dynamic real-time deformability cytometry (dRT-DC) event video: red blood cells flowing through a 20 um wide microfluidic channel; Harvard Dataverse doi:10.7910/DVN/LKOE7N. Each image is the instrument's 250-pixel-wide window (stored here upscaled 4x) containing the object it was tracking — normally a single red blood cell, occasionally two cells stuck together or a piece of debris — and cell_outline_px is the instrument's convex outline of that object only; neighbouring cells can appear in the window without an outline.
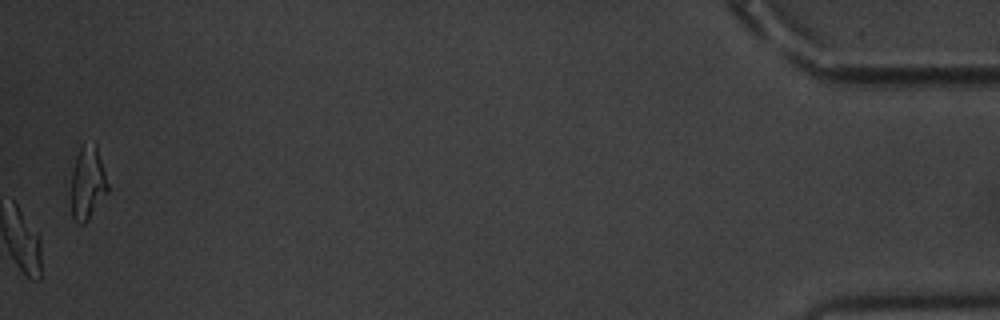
{"species": "common noctule bat (a hibernating species)", "species_latin": "Nyctalus noctula", "temperature_condition": "warm", "stored_images_in_passage": 61, "camera_frame_rate_fps": 3000, "um_per_image_px": 0.085, "animal": {"sex": "male", "body_mass_g": 20.1, "forearm_length_mm": 53.5}, "frame": {"image": 1, "passage_image": 61, "time_ms": 20.0, "image_size_px": [1000, 320], "cell_outline_px": [[108, 192], [88, 220], [84, 224], [76, 224], [72, 216], [72, 172], [76, 156], [80, 144], [84, 140], [96, 144], [108, 184]], "centroid_in_image_um": [7.44, 15.52], "position_along_channel_um": 427.8, "area_um2": 15.78}, "authors_computed_cell_mechanics": {"area_um2": 16.6464, "velocity_mm_per_s": 3.3563, "shape_relaxation_time_tau1_ms": 2.4309, "shape_relaxation_time_tau2_ms": 3.3686, "deformation_change_tau1": 0.1481, "deformation_change_tau2": 0.0875}}